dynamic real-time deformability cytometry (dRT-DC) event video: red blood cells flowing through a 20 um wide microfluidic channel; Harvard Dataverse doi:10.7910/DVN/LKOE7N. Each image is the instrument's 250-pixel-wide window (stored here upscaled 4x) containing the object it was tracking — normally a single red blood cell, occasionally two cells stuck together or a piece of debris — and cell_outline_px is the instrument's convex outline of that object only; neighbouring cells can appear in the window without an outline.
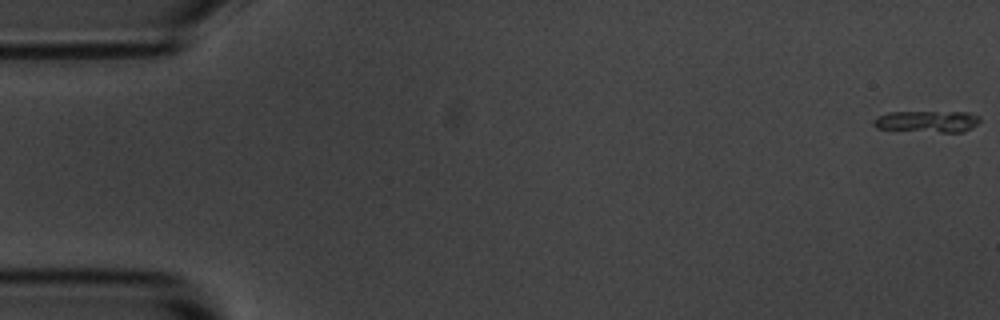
{"species": "common noctule bat (a hibernating species)", "species_latin": "Nyctalus noctula", "temperature_condition": "room temperature", "stored_images_in_passage": 3, "camera_frame_rate_fps": 3000, "um_per_image_px": 0.085, "animal": {"sex": "male", "body_mass_g": 20.1, "forearm_length_mm": 53.5}, "frame": {"image": 1, "passage_image": 1, "time_ms": 0.0, "image_size_px": [1000, 320], "cell_outline_px": [[980, 120], [972, 128], [964, 132], [940, 132], [876, 128], [872, 124], [872, 120], [876, 116], [888, 112], [968, 112], [980, 116]], "centroid_in_image_um": [78.81, 10.32], "position_along_channel_um": 6.2, "area_um2": 13.41}}